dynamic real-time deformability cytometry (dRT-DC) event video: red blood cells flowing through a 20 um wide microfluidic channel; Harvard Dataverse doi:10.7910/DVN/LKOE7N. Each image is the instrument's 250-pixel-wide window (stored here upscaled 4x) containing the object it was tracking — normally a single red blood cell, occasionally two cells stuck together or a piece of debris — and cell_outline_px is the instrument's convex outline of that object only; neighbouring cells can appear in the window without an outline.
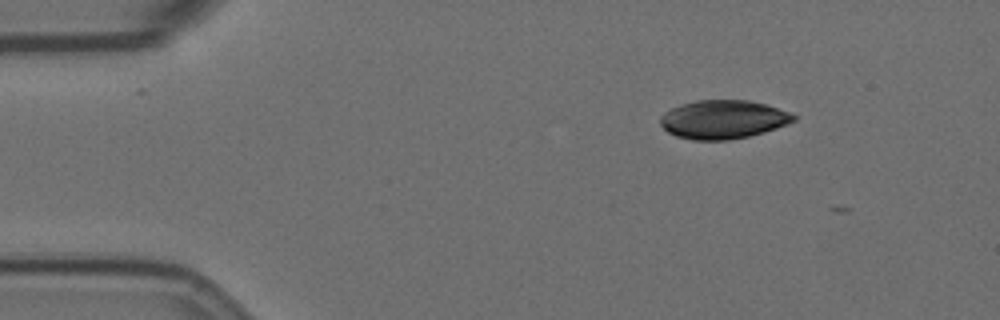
{"species": "Egyptian fruit bat (a non-hibernating species)", "species_latin": "Rousettus aegyptiacus", "temperature_condition": "room temperature", "stored_images_in_passage": 3, "camera_frame_rate_fps": 3000, "um_per_image_px": 0.085, "animal": {"sex": "female"}, "frame": {"image": 1, "passage_image": 1, "time_ms": 0.0, "image_size_px": [1000, 320], "cell_outline_px": [[796, 120], [788, 124], [764, 132], [748, 136], [728, 140], [692, 140], [676, 136], [668, 132], [660, 124], [660, 116], [664, 112], [680, 104], [696, 100], [748, 100], [768, 104], [792, 112], [796, 116]], "centroid_in_image_um": [61.49, 10.14], "position_along_channel_um": 23.5, "area_um2": 30.29}}